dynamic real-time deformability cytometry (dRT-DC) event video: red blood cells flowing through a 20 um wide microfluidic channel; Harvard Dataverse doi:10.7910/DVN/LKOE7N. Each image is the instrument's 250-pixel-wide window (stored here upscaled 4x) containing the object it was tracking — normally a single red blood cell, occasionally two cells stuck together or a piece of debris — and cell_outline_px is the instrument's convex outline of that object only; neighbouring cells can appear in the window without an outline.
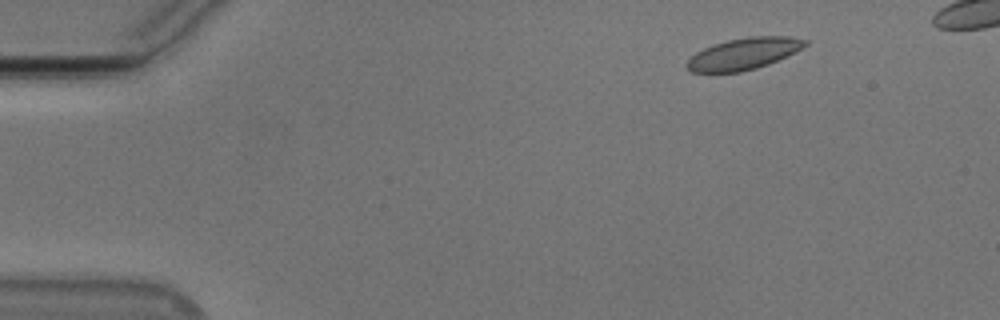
{"species": "Egyptian fruit bat (a non-hibernating species)", "species_latin": "Rousettus aegyptiacus", "temperature_condition": "cold", "stored_images_in_passage": 46, "camera_frame_rate_fps": 3000, "um_per_image_px": 0.085, "animal": {"sex": "male"}, "frame": {"image": 1, "passage_image": 1, "time_ms": 0.0, "image_size_px": [1000, 320], "cell_outline_px": [[808, 44], [768, 64], [756, 68], [740, 72], [692, 72], [684, 64], [696, 52], [712, 44], [728, 40], [748, 36], [788, 36], [808, 40]], "centroid_in_image_um": [63.17, 4.56], "position_along_channel_um": 21.8, "area_um2": 21.5}}
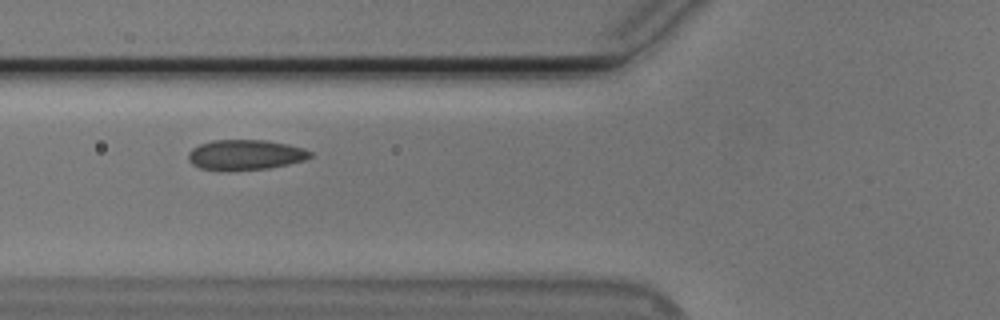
{"frame": {"image": 2, "passage_image": 15, "time_ms": 4.667, "image_size_px": [1000, 320], "cell_outline_px": [[312, 156], [304, 160], [288, 164], [268, 168], [200, 168], [192, 164], [188, 160], [188, 152], [192, 148], [200, 144], [212, 140], [264, 140], [288, 144], [304, 148], [312, 152]], "centroid_in_image_um": [20.88, 13.11], "position_along_channel_um": 104.9, "area_um2": 20.81}}
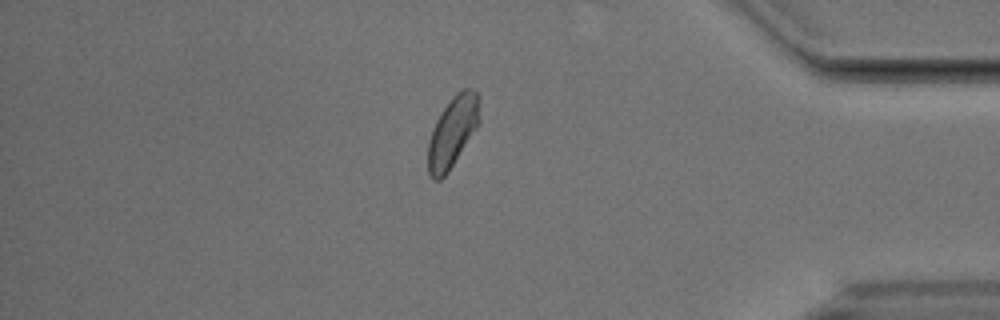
{"frame": {"image": 3, "passage_image": 41, "time_ms": 13.333, "image_size_px": [1000, 320], "cell_outline_px": [[480, 124], [448, 172], [440, 180], [432, 180], [428, 172], [428, 144], [432, 128], [440, 112], [452, 96], [456, 92], [464, 88], [472, 88], [480, 96]], "centroid_in_image_um": [38.49, 11.17], "position_along_channel_um": 396.7, "area_um2": 21.68}}